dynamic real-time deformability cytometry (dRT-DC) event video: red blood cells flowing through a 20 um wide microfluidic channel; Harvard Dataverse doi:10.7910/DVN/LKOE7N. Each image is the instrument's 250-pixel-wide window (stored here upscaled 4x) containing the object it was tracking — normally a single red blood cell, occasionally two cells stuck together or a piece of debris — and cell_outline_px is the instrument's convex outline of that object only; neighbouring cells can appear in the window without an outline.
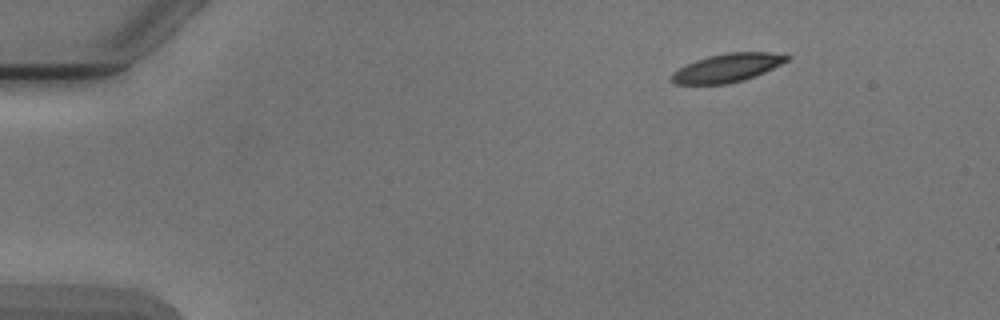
{"species": "Egyptian fruit bat (a non-hibernating species)", "species_latin": "Rousettus aegyptiacus", "temperature_condition": "cold", "stored_images_in_passage": 4, "camera_frame_rate_fps": 3000, "um_per_image_px": 0.085, "animal": {"sex": "male"}, "frame": {"image": 1, "passage_image": 4, "time_ms": 4.667, "image_size_px": [1000, 320], "cell_outline_px": [[792, 56], [788, 60], [764, 72], [744, 80], [728, 84], [676, 84], [668, 80], [672, 72], [696, 60], [708, 56], [728, 52], [768, 52]], "centroid_in_image_um": [61.78, 5.77], "position_along_channel_um": 23.2, "area_um2": 19.02}}